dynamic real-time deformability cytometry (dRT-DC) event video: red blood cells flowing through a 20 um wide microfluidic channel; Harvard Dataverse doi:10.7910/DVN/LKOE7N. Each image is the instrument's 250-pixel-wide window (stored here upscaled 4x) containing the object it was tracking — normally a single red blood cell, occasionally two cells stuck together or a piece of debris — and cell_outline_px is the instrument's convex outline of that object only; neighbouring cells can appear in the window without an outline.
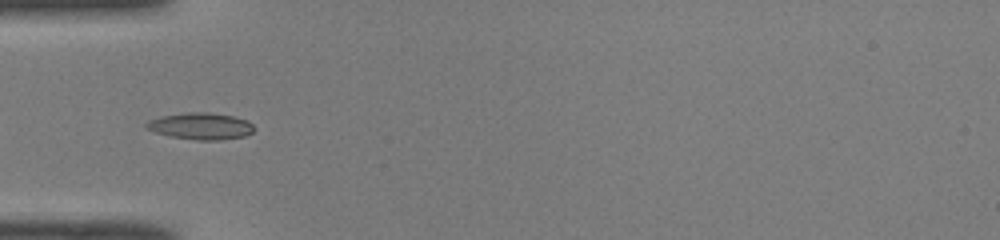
{"species": "common noctule bat (a hibernating species)", "species_latin": "Nyctalus noctula", "temperature_condition": "room temperature", "stored_images_in_passage": 37, "camera_frame_rate_fps": 3000, "um_per_image_px": 0.085, "animal": {"sex": "male", "body_mass_g": 19.0, "forearm_length_mm": 50.8}, "frame": {"image": 1, "passage_image": 4, "time_ms": 1.0, "image_size_px": [1000, 240], "cell_outline_px": [[256, 128], [252, 132], [244, 136], [220, 140], [196, 140], [168, 136], [156, 132], [148, 128], [144, 124], [148, 120], [160, 116], [188, 112], [208, 112], [232, 116], [248, 120]], "centroid_in_image_um": [17.07, 10.72], "position_along_channel_um": 67.9, "area_um2": 16.82}}
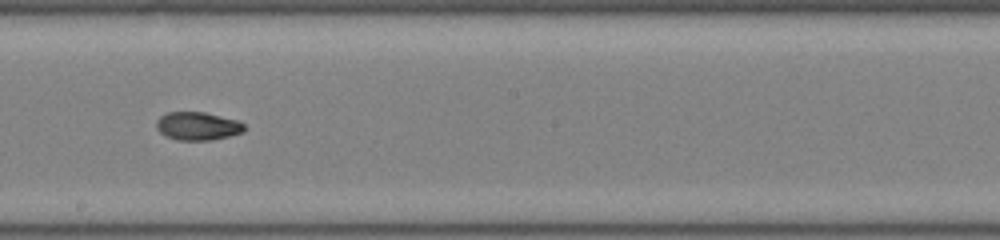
{"frame": {"image": 2, "passage_image": 16, "time_ms": 5.0, "image_size_px": [1000, 240], "cell_outline_px": [[244, 132], [212, 140], [176, 140], [160, 132], [156, 128], [156, 120], [160, 116], [168, 112], [204, 112], [236, 120], [244, 124]], "centroid_in_image_um": [16.78, 10.71], "position_along_channel_um": 231.4, "area_um2": 14.33}}
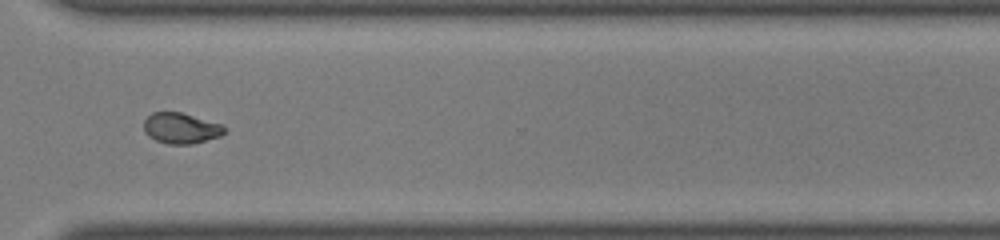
{"frame": {"image": 3, "passage_image": 25, "time_ms": 8.0, "image_size_px": [1000, 240], "cell_outline_px": [[224, 132], [220, 136], [192, 144], [168, 144], [156, 140], [148, 136], [144, 132], [144, 120], [152, 112], [180, 112], [224, 124]], "centroid_in_image_um": [15.37, 10.89], "position_along_channel_um": 355.2, "area_um2": 14.45}, "authors_computed_cell_mechanics": {"area_um2": 14.739, "velocity_mm_per_s": 4.0998, "shape_relaxation_time_tau1_ms": 8.9903, "shape_relaxation_time_tau2_ms": 3.773, "deformation_change_tau1": 0.2331, "deformation_change_tau2": 0.0769}}